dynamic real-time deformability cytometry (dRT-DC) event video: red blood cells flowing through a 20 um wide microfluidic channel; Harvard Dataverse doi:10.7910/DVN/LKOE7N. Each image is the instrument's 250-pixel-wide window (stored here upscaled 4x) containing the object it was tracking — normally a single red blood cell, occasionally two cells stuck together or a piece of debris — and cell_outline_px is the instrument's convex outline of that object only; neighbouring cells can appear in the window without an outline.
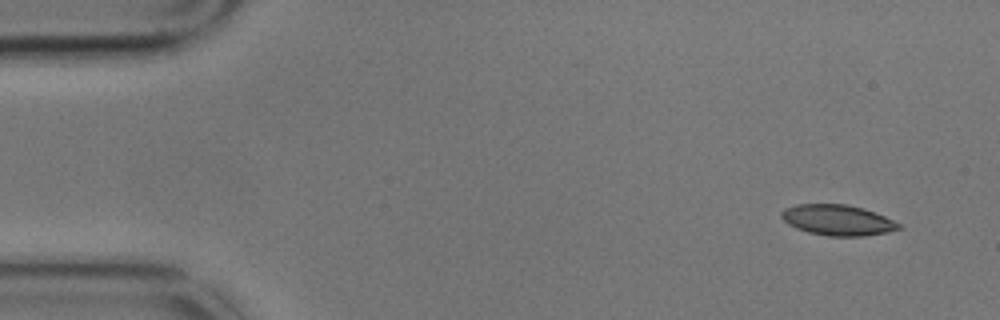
{"species": "common noctule bat (a hibernating species)", "species_latin": "Nyctalus noctula", "temperature_condition": "cold", "stored_images_in_passage": 9, "camera_frame_rate_fps": 3000, "um_per_image_px": 0.085, "animal": {"sex": "male", "body_mass_g": 17.9}, "frame": {"image": 1, "passage_image": 1, "time_ms": 0.0, "image_size_px": [1000, 320], "cell_outline_px": [[904, 228], [888, 232], [864, 236], [828, 236], [808, 232], [796, 228], [788, 224], [780, 216], [780, 212], [784, 208], [796, 204], [848, 204], [864, 208], [884, 216], [900, 224]], "centroid_in_image_um": [71.19, 18.7], "position_along_channel_um": 13.8, "area_um2": 21.1}}
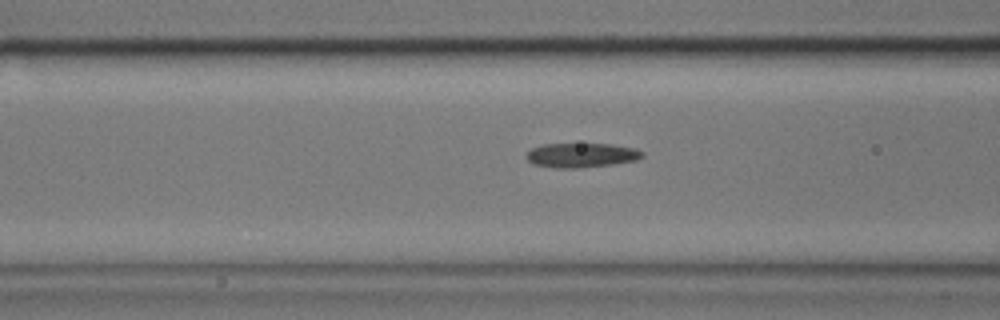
{"frame": {"image": 2, "passage_image": 7, "time_ms": 2.0, "image_size_px": [1000, 320], "cell_outline_px": [[644, 156], [636, 160], [612, 164], [576, 168], [556, 168], [532, 164], [524, 156], [532, 148], [544, 144], [612, 144], [636, 148], [644, 152]], "centroid_in_image_um": [49.42, 13.19], "position_along_channel_um": 117.2, "area_um2": 16.53}}
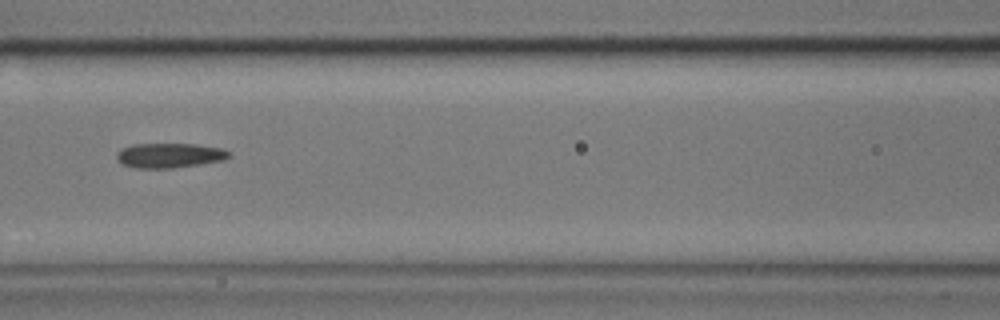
{"frame": {"image": 3, "passage_image": 8, "time_ms": 2.333, "image_size_px": [1000, 320], "cell_outline_px": [[232, 156], [224, 160], [200, 164], [172, 168], [136, 168], [120, 164], [116, 160], [116, 152], [120, 148], [132, 144], [196, 144], [224, 148], [232, 152]], "centroid_in_image_um": [14.41, 13.2], "position_along_channel_um": 152.2, "area_um2": 16.59}}